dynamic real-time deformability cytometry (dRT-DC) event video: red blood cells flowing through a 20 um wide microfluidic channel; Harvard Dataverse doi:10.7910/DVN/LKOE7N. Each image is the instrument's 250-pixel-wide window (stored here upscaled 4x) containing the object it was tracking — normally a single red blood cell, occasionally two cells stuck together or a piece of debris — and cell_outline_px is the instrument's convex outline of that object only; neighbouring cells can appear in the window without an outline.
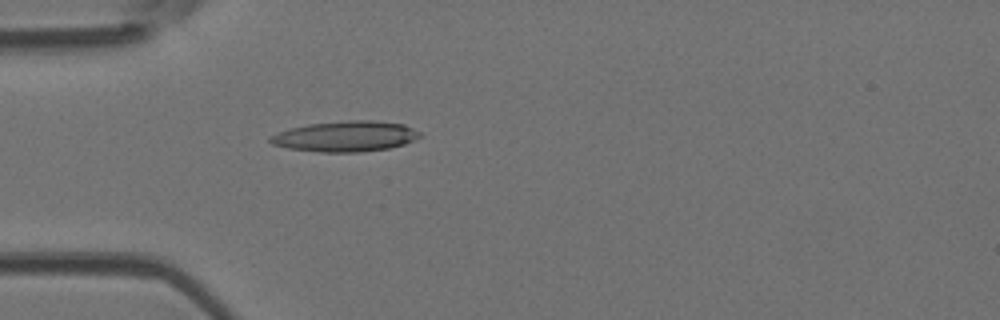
{"species": "Egyptian fruit bat (a non-hibernating species)", "species_latin": "Rousettus aegyptiacus", "temperature_condition": "room temperature", "stored_images_in_passage": 35, "camera_frame_rate_fps": 3000, "um_per_image_px": 0.085, "animal": {"sex": "female"}, "frame": {"image": 1, "passage_image": 1, "time_ms": 0.0, "image_size_px": [1000, 320], "cell_outline_px": [[420, 136], [404, 144], [388, 148], [360, 152], [320, 152], [288, 148], [272, 144], [268, 140], [268, 136], [288, 128], [308, 124], [348, 120], [372, 120], [404, 124], [420, 132]], "centroid_in_image_um": [29.32, 11.58], "position_along_channel_um": 55.7, "area_um2": 26.65}}
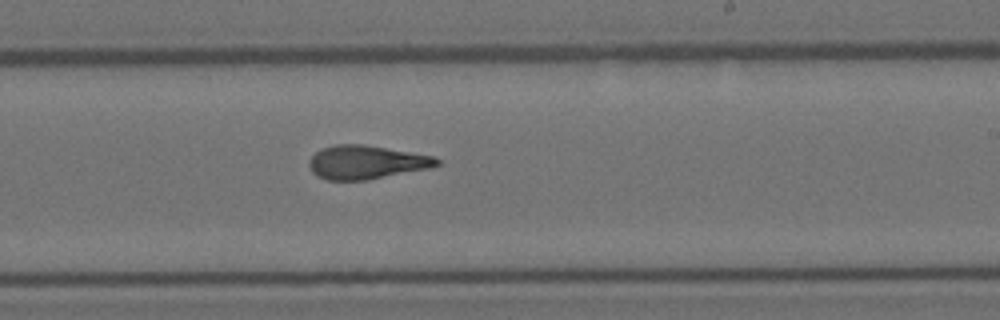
{"frame": {"image": 2, "passage_image": 16, "time_ms": 5.0, "image_size_px": [1000, 320], "cell_outline_px": [[440, 164], [428, 168], [368, 180], [328, 180], [316, 176], [312, 172], [308, 164], [308, 160], [316, 152], [324, 148], [336, 144], [364, 144], [432, 156], [440, 160]], "centroid_in_image_um": [31.09, 13.79], "position_along_channel_um": 257.9, "area_um2": 24.85}}
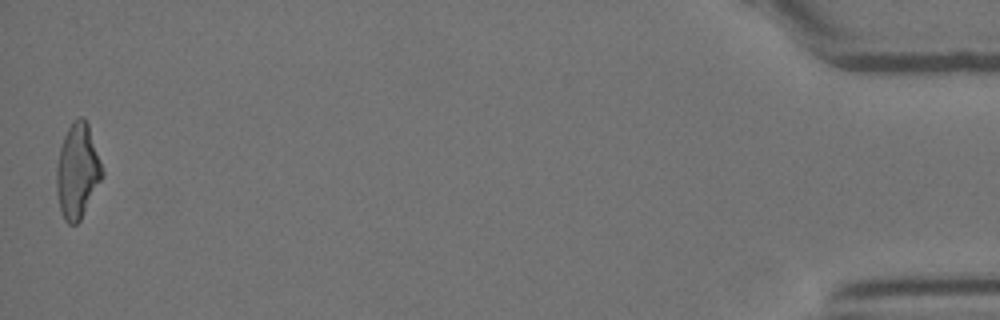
{"frame": {"image": 3, "passage_image": 35, "time_ms": 11.333, "image_size_px": [1000, 320], "cell_outline_px": [[104, 176], [80, 220], [76, 224], [68, 224], [64, 220], [60, 208], [56, 192], [56, 168], [60, 148], [64, 136], [72, 120], [80, 116], [84, 116], [88, 124], [104, 172]], "centroid_in_image_um": [6.58, 14.53], "position_along_channel_um": 428.6, "area_um2": 25.26}, "authors_computed_cell_mechanics": {"area_um2": 24.854, "velocity_mm_per_s": 4.1718, "shape_relaxation_time_tau1_ms": 6.4806, "shape_relaxation_time_tau2_ms": 1.9768, "deformation_change_tau1": 0.2244, "deformation_change_tau2": 0.1203}}